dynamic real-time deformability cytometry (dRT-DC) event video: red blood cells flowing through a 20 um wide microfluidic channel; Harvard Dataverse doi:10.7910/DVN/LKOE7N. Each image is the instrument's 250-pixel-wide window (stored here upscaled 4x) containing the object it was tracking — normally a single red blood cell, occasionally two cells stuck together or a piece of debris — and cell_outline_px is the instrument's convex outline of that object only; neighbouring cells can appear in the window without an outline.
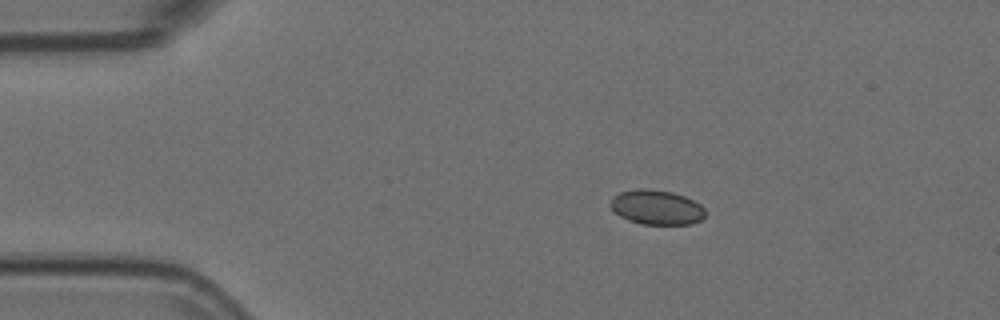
{"species": "Egyptian fruit bat (a non-hibernating species)", "species_latin": "Rousettus aegyptiacus", "temperature_condition": "room temperature", "stored_images_in_passage": 3, "camera_frame_rate_fps": 3000, "um_per_image_px": 0.085, "animal": {"sex": "female"}, "frame": {"image": 1, "passage_image": 1, "time_ms": 0.0, "image_size_px": [1000, 320], "cell_outline_px": [[704, 220], [692, 224], [640, 224], [628, 220], [620, 216], [612, 208], [612, 196], [620, 192], [636, 188], [648, 188], [672, 192], [684, 196], [700, 204], [704, 208]], "centroid_in_image_um": [55.83, 17.62], "position_along_channel_um": 29.2, "area_um2": 19.19}}